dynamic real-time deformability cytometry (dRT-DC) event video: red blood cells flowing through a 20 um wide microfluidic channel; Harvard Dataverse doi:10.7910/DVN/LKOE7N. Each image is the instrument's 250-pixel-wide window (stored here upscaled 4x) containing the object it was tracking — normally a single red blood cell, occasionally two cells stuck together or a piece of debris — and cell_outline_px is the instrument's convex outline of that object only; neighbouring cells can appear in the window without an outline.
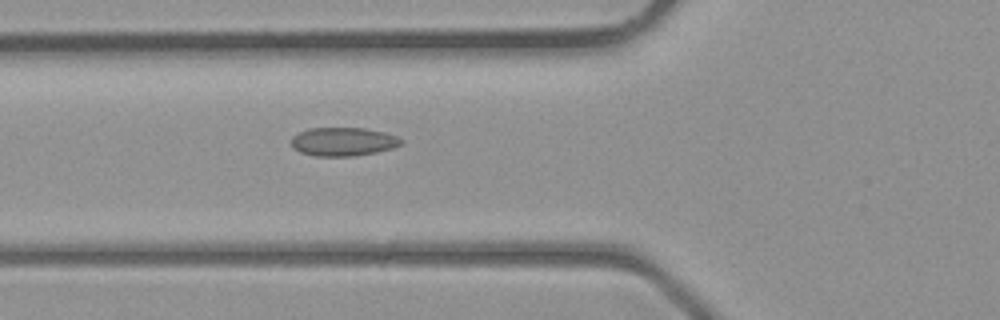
{"species": "common noctule bat (a hibernating species)", "species_latin": "Nyctalus noctula", "temperature_condition": "room temperature", "stored_images_in_passage": 28, "camera_frame_rate_fps": 3000, "um_per_image_px": 0.085, "animal": {"sex": "male", "body_mass_g": 23.1, "forearm_length_mm": 52.7}, "frame": {"image": 1, "passage_image": 2, "time_ms": 0.333, "image_size_px": [1000, 320], "cell_outline_px": [[404, 144], [392, 148], [376, 152], [352, 156], [316, 156], [300, 152], [292, 148], [292, 136], [308, 128], [364, 128], [384, 132], [396, 136], [404, 140]], "centroid_in_image_um": [29.18, 12.04], "position_along_channel_um": 96.6, "area_um2": 18.32}}
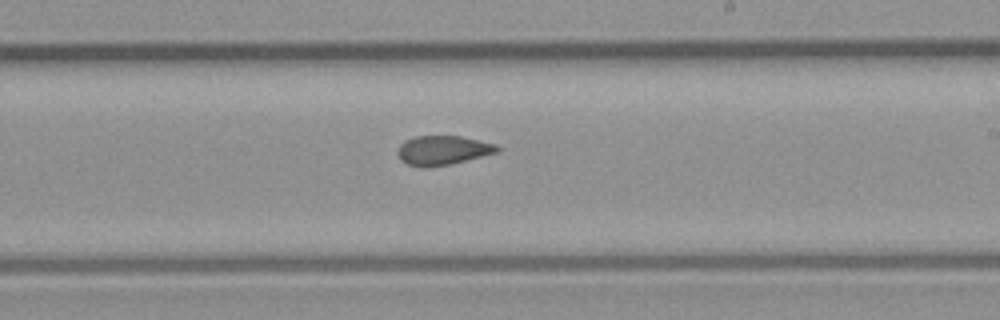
{"frame": {"image": 2, "passage_image": 11, "time_ms": 3.333, "image_size_px": [1000, 320], "cell_outline_px": [[500, 148], [496, 152], [448, 164], [424, 168], [420, 168], [408, 164], [400, 160], [396, 152], [400, 144], [404, 140], [416, 136], [460, 136], [496, 144]], "centroid_in_image_um": [37.56, 12.77], "position_along_channel_um": 251.4, "area_um2": 16.82}}
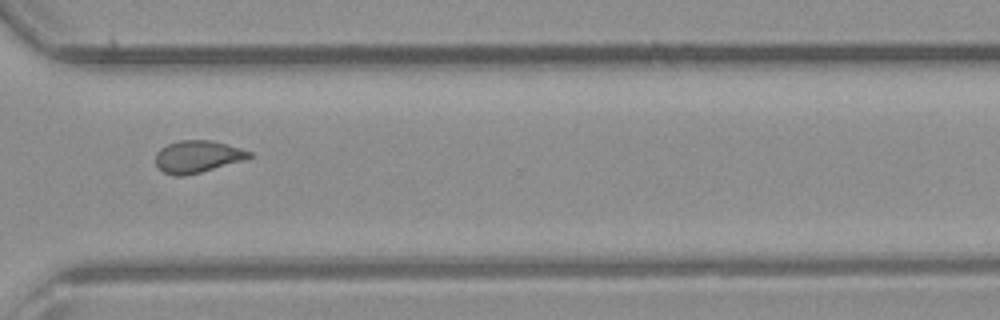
{"frame": {"image": 3, "passage_image": 17, "time_ms": 5.333, "image_size_px": [1000, 320], "cell_outline_px": [[252, 156], [240, 160], [200, 172], [184, 176], [176, 176], [164, 172], [156, 164], [156, 152], [160, 148], [168, 144], [180, 140], [212, 140], [228, 144], [252, 152]], "centroid_in_image_um": [16.75, 13.29], "position_along_channel_um": 353.8, "area_um2": 17.22}}